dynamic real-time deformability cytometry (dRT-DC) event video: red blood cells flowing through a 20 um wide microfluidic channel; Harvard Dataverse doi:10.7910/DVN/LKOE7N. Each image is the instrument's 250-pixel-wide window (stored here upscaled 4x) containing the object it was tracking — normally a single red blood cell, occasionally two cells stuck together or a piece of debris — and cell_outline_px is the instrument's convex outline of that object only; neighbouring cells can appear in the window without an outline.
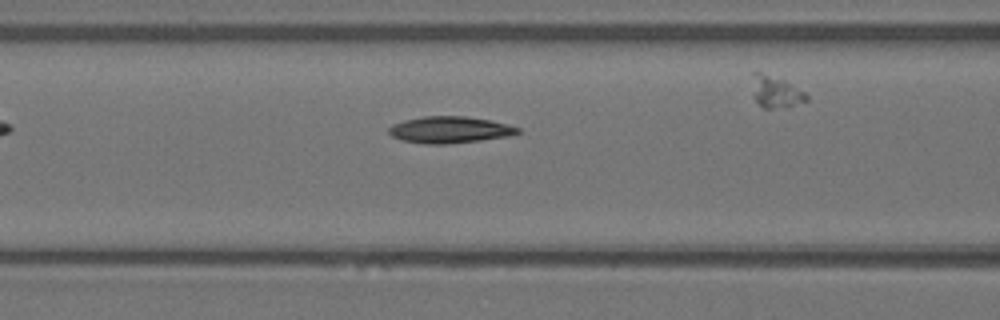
{"species": "Egyptian fruit bat (a non-hibernating species)", "species_latin": "Rousettus aegyptiacus", "temperature_condition": "warm", "stored_images_in_passage": 30, "segment_of_instrument_passage": [2, 2], "camera_frame_rate_fps": 3000, "um_per_image_px": 0.085, "animal": {"sex": "female"}, "frame": {"image": 1, "passage_image": 3, "time_ms": 0.667, "image_size_px": [1000, 320], "cell_outline_px": [[520, 132], [508, 136], [480, 140], [448, 144], [424, 144], [400, 140], [392, 136], [388, 132], [388, 128], [392, 124], [404, 120], [424, 116], [464, 116], [492, 120], [520, 128]], "centroid_in_image_um": [38.19, 11.03], "position_along_channel_um": 128.4, "area_um2": 20.06}}
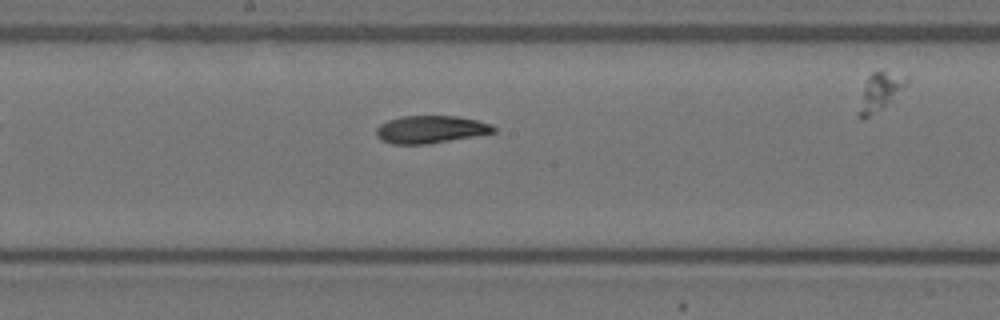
{"frame": {"image": 2, "passage_image": 10, "time_ms": 3.0, "image_size_px": [1000, 320], "cell_outline_px": [[496, 132], [428, 144], [392, 144], [380, 140], [376, 136], [376, 128], [380, 124], [388, 120], [404, 116], [456, 116], [476, 120], [492, 124], [496, 128]], "centroid_in_image_um": [36.58, 11.0], "position_along_channel_um": 211.6, "area_um2": 18.84}}
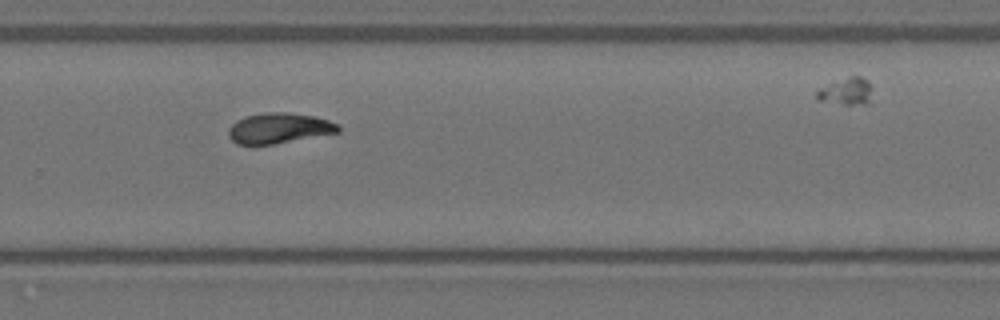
{"frame": {"image": 3, "passage_image": 18, "time_ms": 5.667, "image_size_px": [1000, 320], "cell_outline_px": [[340, 132], [272, 144], [236, 144], [228, 136], [228, 128], [236, 120], [244, 116], [268, 112], [288, 112], [316, 116], [340, 124]], "centroid_in_image_um": [23.72, 10.88], "position_along_channel_um": 306.1, "area_um2": 19.54}}